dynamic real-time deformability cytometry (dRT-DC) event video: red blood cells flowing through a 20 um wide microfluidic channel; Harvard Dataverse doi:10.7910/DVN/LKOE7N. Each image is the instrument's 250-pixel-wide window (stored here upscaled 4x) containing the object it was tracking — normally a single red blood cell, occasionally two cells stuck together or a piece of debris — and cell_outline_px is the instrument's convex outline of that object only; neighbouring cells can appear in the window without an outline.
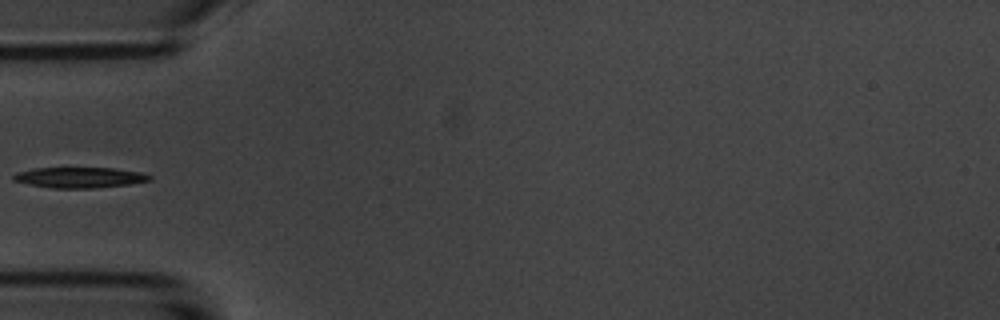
{"species": "common noctule bat (a hibernating species)", "species_latin": "Nyctalus noctula", "temperature_condition": "room temperature", "stored_images_in_passage": 6, "segment_of_instrument_passage": [2, 2], "camera_frame_rate_fps": 3000, "um_per_image_px": 0.085, "animal": {"sex": "male", "body_mass_g": 20.1, "forearm_length_mm": 53.5}, "frame": {"image": 1, "passage_image": 5, "time_ms": 5.667, "image_size_px": [1000, 320], "cell_outline_px": [[152, 180], [128, 184], [92, 188], [52, 188], [12, 180], [12, 176], [16, 172], [32, 168], [116, 168], [140, 172], [152, 176]], "centroid_in_image_um": [6.77, 15.08], "position_along_channel_um": 78.2, "area_um2": 16.24}}